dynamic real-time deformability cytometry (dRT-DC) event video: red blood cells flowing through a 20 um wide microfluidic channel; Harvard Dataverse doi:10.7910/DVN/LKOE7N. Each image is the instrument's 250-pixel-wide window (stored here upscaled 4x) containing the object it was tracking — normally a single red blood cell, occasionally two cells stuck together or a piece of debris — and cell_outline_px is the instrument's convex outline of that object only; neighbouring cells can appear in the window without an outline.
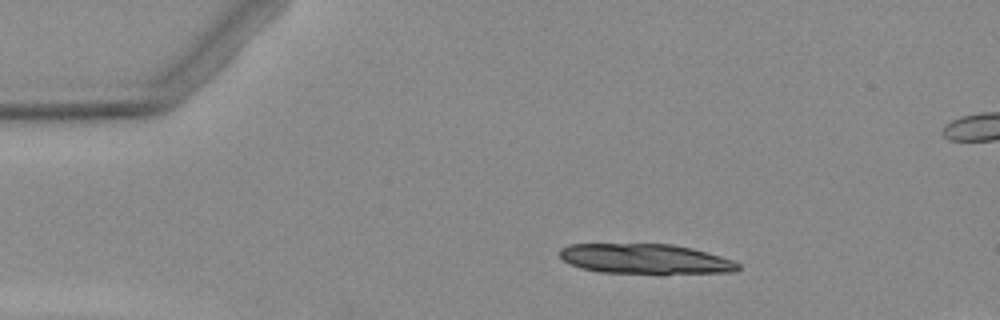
{"species": "Egyptian fruit bat (a non-hibernating species)", "species_latin": "Rousettus aegyptiacus", "temperature_condition": "warm", "stored_images_in_passage": 7, "camera_frame_rate_fps": 3000, "um_per_image_px": 0.085, "animal": {"sex": "female"}, "frame": {"image": 1, "passage_image": 2, "time_ms": 1.333, "image_size_px": [1000, 320], "cell_outline_px": [[740, 268], [736, 272], [600, 272], [580, 268], [564, 260], [560, 256], [560, 248], [568, 244], [672, 244], [692, 248], [720, 256], [732, 260], [740, 264]], "centroid_in_image_um": [54.82, 21.98], "position_along_channel_um": 30.2, "area_um2": 30.46}}
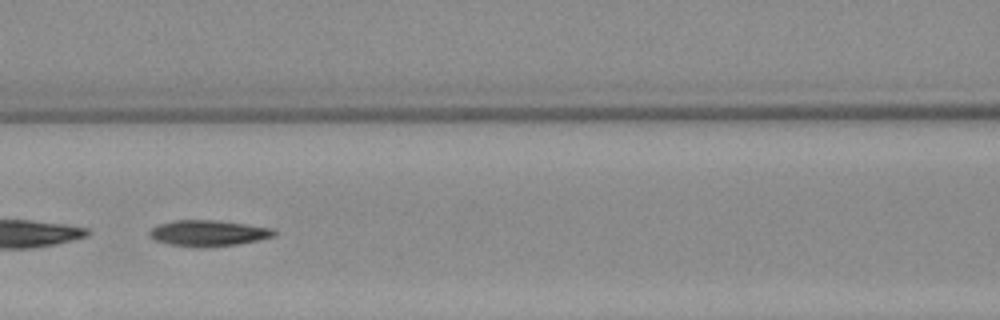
{"frame": {"image": 2, "passage_image": 6, "time_ms": 6.0, "image_size_px": [1000, 320], "cell_outline_px": [[276, 236], [236, 244], [168, 244], [156, 240], [148, 232], [152, 228], [160, 224], [176, 220], [212, 220], [244, 224], [272, 228], [276, 232]], "centroid_in_image_um": [17.74, 19.76], "position_along_channel_um": 148.9, "area_um2": 17.57}}
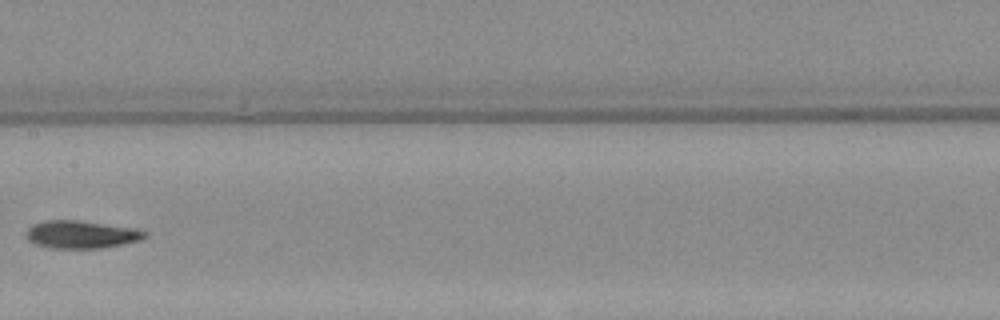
{"frame": {"image": 3, "passage_image": 7, "time_ms": 7.333, "image_size_px": [1000, 320], "cell_outline_px": [[148, 236], [140, 240], [100, 248], [52, 248], [36, 244], [28, 236], [28, 228], [32, 224], [44, 220], [76, 220], [136, 228], [148, 232]], "centroid_in_image_um": [6.95, 19.92], "position_along_channel_um": 200.4, "area_um2": 18.9}}